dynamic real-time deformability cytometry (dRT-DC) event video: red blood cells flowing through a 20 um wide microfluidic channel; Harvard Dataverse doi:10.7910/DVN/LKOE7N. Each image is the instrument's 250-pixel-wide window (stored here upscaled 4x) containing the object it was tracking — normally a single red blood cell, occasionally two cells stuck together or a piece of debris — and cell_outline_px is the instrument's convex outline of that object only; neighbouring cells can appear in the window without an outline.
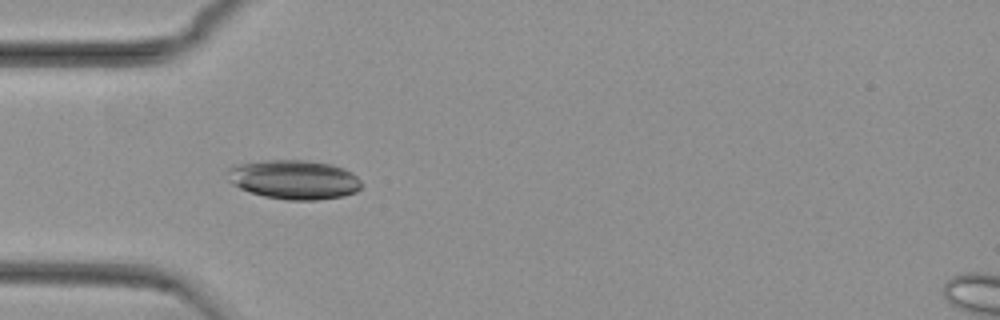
{"species": "common noctule bat (a hibernating species)", "species_latin": "Nyctalus noctula", "temperature_condition": "cold", "stored_images_in_passage": 53, "camera_frame_rate_fps": 3000, "um_per_image_px": 0.085, "animal": {"sex": "female", "body_mass_g": 29.2, "forearm_length_mm": 56.3}, "frame": {"image": 1, "passage_image": 15, "time_ms": 4.667, "image_size_px": [1000, 320], "cell_outline_px": [[360, 188], [356, 192], [344, 196], [316, 200], [288, 200], [264, 196], [240, 188], [232, 184], [228, 180], [228, 168], [236, 164], [264, 160], [304, 160], [332, 164], [344, 168], [352, 172], [360, 180]], "centroid_in_image_um": [25.0, 15.26], "position_along_channel_um": 60.0, "area_um2": 30.69}}
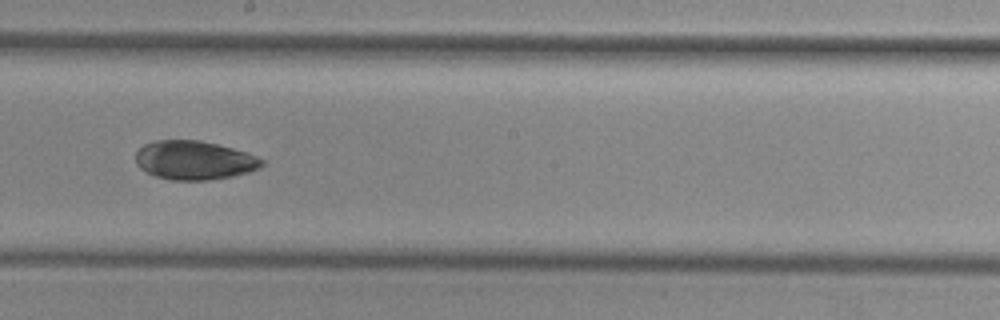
{"frame": {"image": 2, "passage_image": 29, "time_ms": 9.333, "image_size_px": [1000, 320], "cell_outline_px": [[264, 164], [260, 168], [248, 172], [232, 176], [208, 180], [172, 180], [156, 176], [140, 168], [136, 164], [136, 152], [144, 144], [156, 140], [200, 140], [232, 148], [244, 152], [264, 160]], "centroid_in_image_um": [16.5, 13.62], "position_along_channel_um": 231.7, "area_um2": 28.38}}
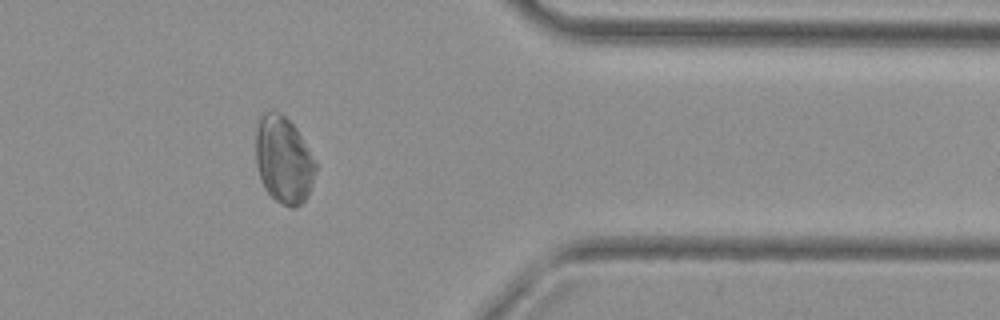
{"frame": {"image": 3, "passage_image": 43, "time_ms": 14.0, "image_size_px": [1000, 320], "cell_outline_px": [[316, 168], [312, 184], [308, 196], [296, 208], [292, 208], [276, 200], [264, 188], [260, 180], [256, 164], [256, 128], [260, 116], [264, 112], [272, 108], [280, 112], [296, 128], [316, 160]], "centroid_in_image_um": [24.09, 13.56], "position_along_channel_um": 387.3, "area_um2": 30.58}}